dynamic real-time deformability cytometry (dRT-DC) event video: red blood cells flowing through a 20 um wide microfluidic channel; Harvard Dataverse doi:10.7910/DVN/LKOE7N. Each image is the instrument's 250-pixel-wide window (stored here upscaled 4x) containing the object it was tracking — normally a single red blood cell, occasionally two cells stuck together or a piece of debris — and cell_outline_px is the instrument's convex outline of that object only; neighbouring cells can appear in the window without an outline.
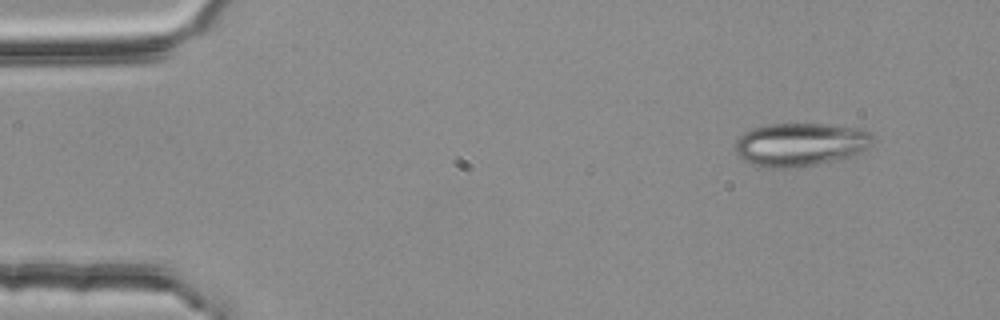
{"species": "common noctule bat (a hibernating species)", "species_latin": "Nyctalus noctula", "temperature_condition": "room temperature", "stored_images_in_passage": 5, "camera_frame_rate_fps": 3000, "um_per_image_px": 0.085, "animal": {"sex": "female", "body_mass_g": 25.1}, "frame": {"image": 1, "passage_image": 1, "time_ms": 0.0, "image_size_px": [1000, 320], "cell_outline_px": [[872, 144], [864, 152], [856, 156], [840, 160], [812, 164], [772, 168], [752, 164], [744, 160], [736, 152], [736, 140], [744, 132], [752, 128], [768, 124], [824, 124], [856, 128], [868, 132], [872, 136]], "centroid_in_image_um": [68.06, 12.27], "position_along_channel_um": 16.9, "area_um2": 34.45}}